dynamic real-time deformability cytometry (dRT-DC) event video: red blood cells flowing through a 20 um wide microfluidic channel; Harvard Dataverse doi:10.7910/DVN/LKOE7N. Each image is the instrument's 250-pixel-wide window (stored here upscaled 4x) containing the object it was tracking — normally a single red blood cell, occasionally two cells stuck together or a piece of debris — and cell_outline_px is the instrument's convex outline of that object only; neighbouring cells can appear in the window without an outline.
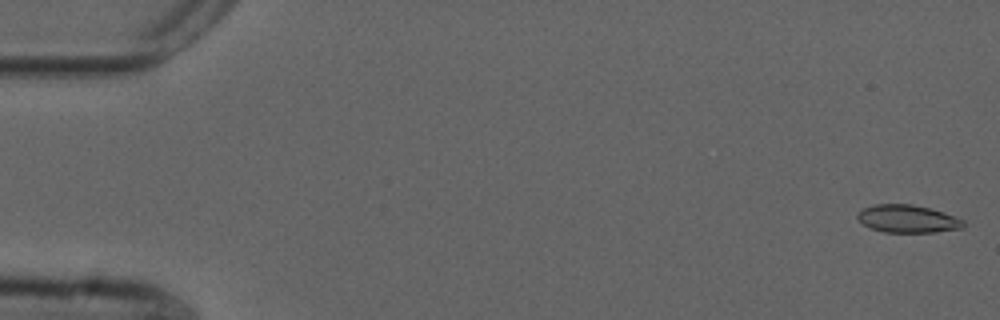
{"species": "common noctule bat (a hibernating species)", "species_latin": "Nyctalus noctula", "temperature_condition": "cold", "stored_images_in_passage": 14, "camera_frame_rate_fps": 3000, "um_per_image_px": 0.085, "animal": {"sex": "male", "forearm_length_mm": 52.5}, "frame": {"image": 1, "passage_image": 1, "time_ms": 0.0, "image_size_px": [1000, 320], "cell_outline_px": [[964, 228], [936, 232], [884, 232], [872, 228], [864, 224], [856, 216], [864, 208], [872, 204], [912, 204], [944, 212], [964, 220]], "centroid_in_image_um": [77.18, 18.6], "position_along_channel_um": 7.8, "area_um2": 16.99}}
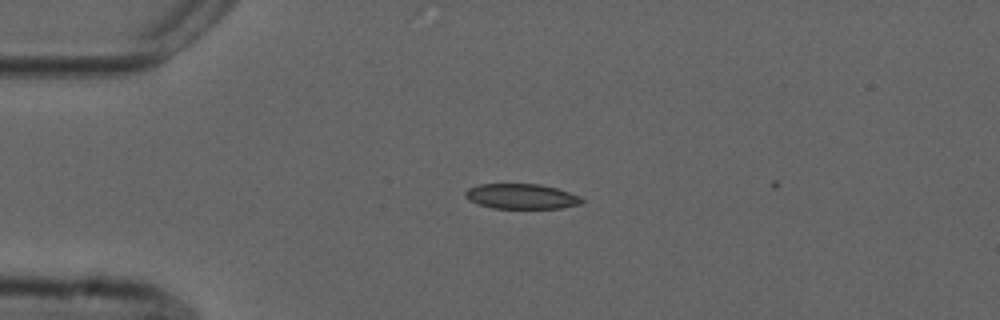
{"frame": {"image": 2, "passage_image": 13, "time_ms": 4.0, "image_size_px": [1000, 320], "cell_outline_px": [[584, 200], [580, 204], [560, 208], [492, 208], [476, 204], [468, 200], [464, 196], [464, 192], [468, 188], [480, 184], [540, 184], [556, 188], [580, 196]], "centroid_in_image_um": [44.27, 16.69], "position_along_channel_um": 40.7, "area_um2": 17.11}}